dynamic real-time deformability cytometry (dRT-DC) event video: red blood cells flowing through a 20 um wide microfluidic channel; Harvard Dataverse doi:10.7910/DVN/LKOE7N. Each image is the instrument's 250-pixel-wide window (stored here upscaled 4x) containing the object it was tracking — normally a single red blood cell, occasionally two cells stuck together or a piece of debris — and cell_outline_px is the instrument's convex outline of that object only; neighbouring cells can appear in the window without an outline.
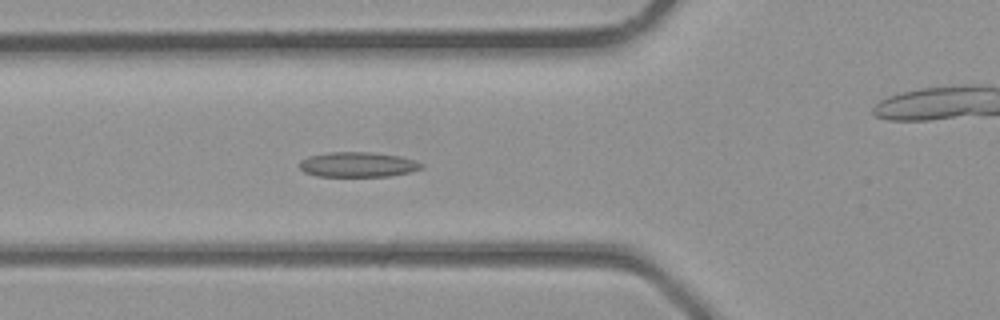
{"species": "common noctule bat (a hibernating species)", "species_latin": "Nyctalus noctula", "temperature_condition": "room temperature", "stored_images_in_passage": 34, "camera_frame_rate_fps": 3000, "um_per_image_px": 0.085, "animal": {"sex": "male", "body_mass_g": 23.1, "forearm_length_mm": 52.7}, "frame": {"image": 1, "passage_image": 9, "time_ms": 2.667, "image_size_px": [1000, 320], "cell_outline_px": [[424, 168], [412, 172], [392, 176], [316, 176], [304, 172], [300, 168], [300, 160], [308, 156], [328, 152], [372, 152], [400, 156], [416, 160], [424, 164]], "centroid_in_image_um": [30.46, 13.99], "position_along_channel_um": 95.3, "area_um2": 18.03}}
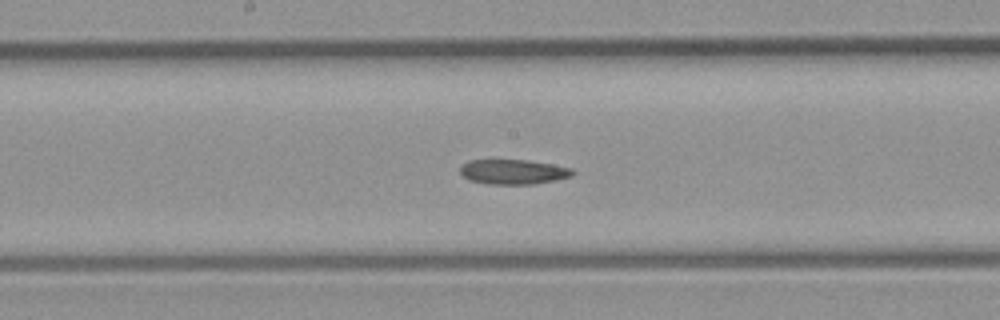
{"frame": {"image": 2, "passage_image": 15, "time_ms": 4.667, "image_size_px": [1000, 320], "cell_outline_px": [[576, 172], [572, 176], [532, 184], [488, 184], [472, 180], [464, 176], [460, 172], [460, 168], [468, 160], [528, 160], [552, 164], [572, 168]], "centroid_in_image_um": [43.65, 14.59], "position_along_channel_um": 204.5, "area_um2": 16.07}}
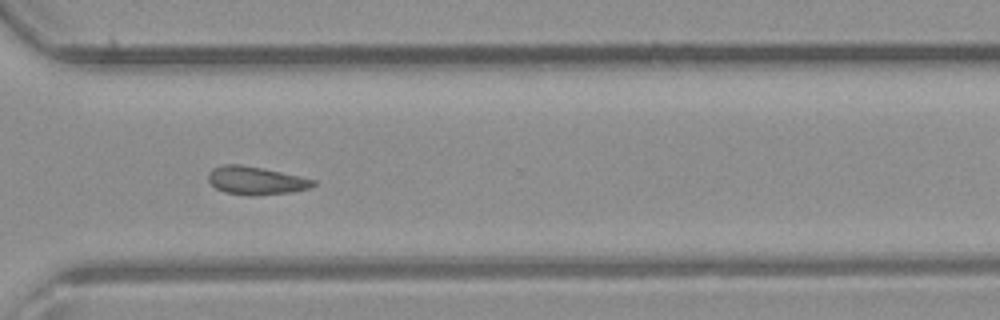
{"frame": {"image": 3, "passage_image": 23, "time_ms": 7.333, "image_size_px": [1000, 320], "cell_outline_px": [[316, 184], [312, 188], [292, 192], [248, 196], [224, 192], [216, 188], [208, 180], [208, 172], [212, 168], [220, 164], [240, 164], [300, 176], [316, 180]], "centroid_in_image_um": [21.74, 15.35], "position_along_channel_um": 348.9, "area_um2": 17.28}}